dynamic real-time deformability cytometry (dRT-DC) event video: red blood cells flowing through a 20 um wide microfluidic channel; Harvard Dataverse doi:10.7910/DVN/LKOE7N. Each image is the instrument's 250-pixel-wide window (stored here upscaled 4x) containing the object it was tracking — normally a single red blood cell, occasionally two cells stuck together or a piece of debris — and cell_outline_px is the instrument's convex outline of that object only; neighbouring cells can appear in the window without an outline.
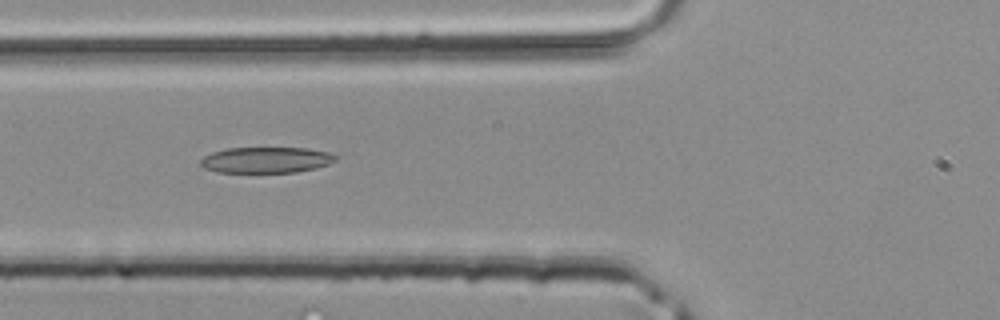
{"species": "common noctule bat (a hibernating species)", "species_latin": "Nyctalus noctula", "temperature_condition": "room temperature", "stored_images_in_passage": 30, "camera_frame_rate_fps": 3000, "um_per_image_px": 0.085, "animal": {"sex": "male", "body_mass_g": 20.4}, "frame": {"image": 1, "passage_image": 3, "time_ms": 0.667, "image_size_px": [1000, 320], "cell_outline_px": [[336, 160], [328, 164], [316, 168], [296, 172], [216, 172], [204, 168], [200, 164], [200, 160], [204, 156], [212, 152], [228, 148], [308, 148], [328, 152], [336, 156]], "centroid_in_image_um": [22.61, 13.59], "position_along_channel_um": 103.2, "area_um2": 20.35}}
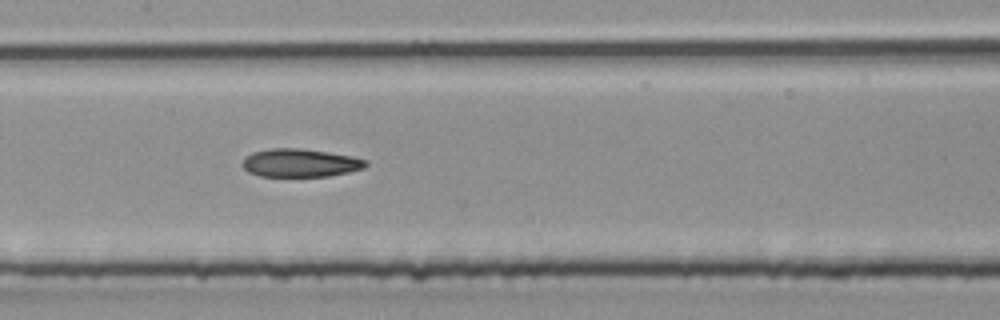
{"frame": {"image": 2, "passage_image": 8, "time_ms": 2.333, "image_size_px": [1000, 320], "cell_outline_px": [[368, 164], [364, 168], [348, 172], [328, 176], [260, 176], [248, 172], [240, 164], [244, 156], [252, 152], [272, 148], [300, 148], [328, 152], [352, 156], [368, 160]], "centroid_in_image_um": [25.49, 13.84], "position_along_channel_um": 181.9, "area_um2": 20.4}}
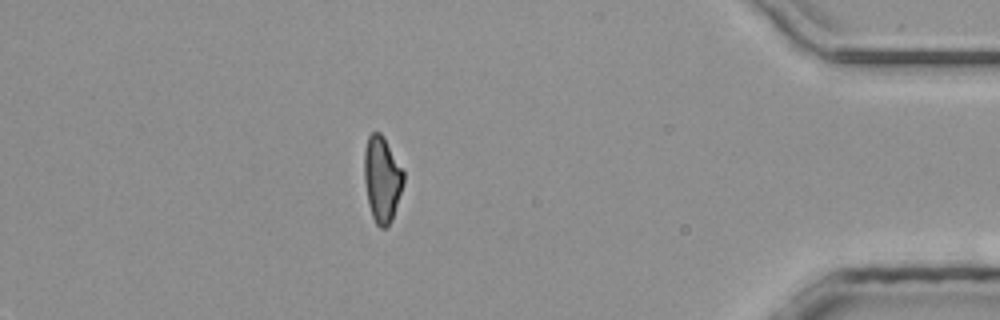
{"frame": {"image": 3, "passage_image": 25, "time_ms": 8.0, "image_size_px": [1000, 320], "cell_outline_px": [[404, 180], [392, 220], [388, 228], [380, 228], [376, 224], [372, 216], [368, 204], [364, 180], [364, 148], [368, 136], [372, 132], [380, 132], [384, 136], [404, 172]], "centroid_in_image_um": [32.45, 15.22], "position_along_channel_um": 402.7, "area_um2": 19.77}}